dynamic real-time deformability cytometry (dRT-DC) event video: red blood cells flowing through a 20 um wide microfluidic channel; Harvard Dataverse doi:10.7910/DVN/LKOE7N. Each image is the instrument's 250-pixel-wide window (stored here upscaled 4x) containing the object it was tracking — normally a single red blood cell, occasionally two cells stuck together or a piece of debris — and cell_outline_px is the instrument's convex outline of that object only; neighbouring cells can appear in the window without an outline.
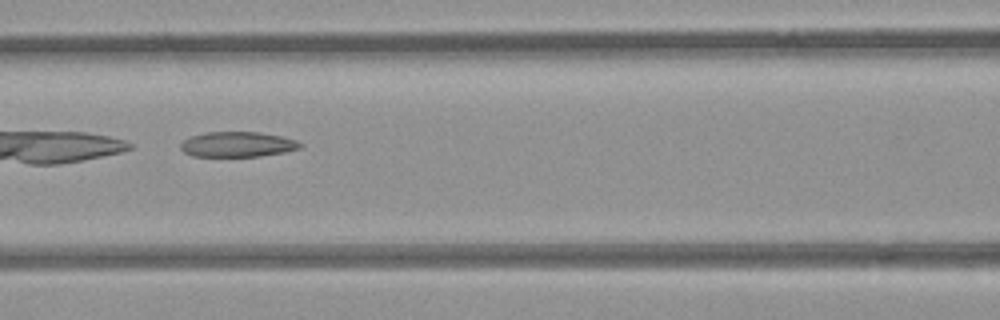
{"species": "common noctule bat (a hibernating species)", "species_latin": "Nyctalus noctula", "temperature_condition": "room temperature", "stored_images_in_passage": 31, "camera_frame_rate_fps": 3000, "um_per_image_px": 0.085, "animal": {"sex": "female", "body_mass_g": 21.9}, "frame": {"image": 1, "passage_image": 10, "time_ms": 3.0, "image_size_px": [1000, 320], "cell_outline_px": [[304, 144], [300, 148], [284, 152], [260, 156], [192, 156], [184, 152], [180, 148], [180, 144], [184, 140], [192, 136], [204, 132], [256, 132], [280, 136], [296, 140]], "centroid_in_image_um": [20.18, 12.27], "position_along_channel_um": 146.4, "area_um2": 17.46}, "authors_computed_cell_mechanics": {"area_um2": 18.2648, "velocity_mm_per_s": 3.8778, "shape_relaxation_time_tau1_ms": null, "shape_relaxation_time_tau2_ms": 5.9664, "deformation_change_tau1": null, "deformation_change_tau2": 0.1707}}